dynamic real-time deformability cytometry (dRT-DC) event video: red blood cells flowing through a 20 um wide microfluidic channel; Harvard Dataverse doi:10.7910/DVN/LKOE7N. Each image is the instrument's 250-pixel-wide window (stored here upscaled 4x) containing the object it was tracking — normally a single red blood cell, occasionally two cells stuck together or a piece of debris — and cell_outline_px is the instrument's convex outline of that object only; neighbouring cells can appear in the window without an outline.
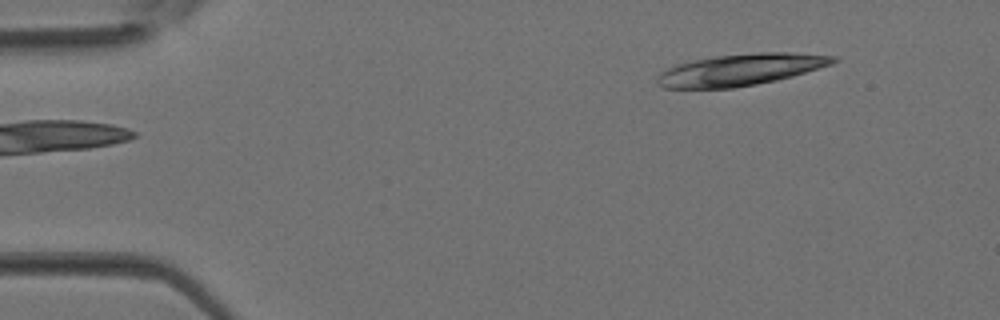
{"species": "Egyptian fruit bat (a non-hibernating species)", "species_latin": "Rousettus aegyptiacus", "temperature_condition": "room temperature", "stored_images_in_passage": 4, "camera_frame_rate_fps": 3000, "um_per_image_px": 0.085, "animal": {"sex": "female"}, "frame": {"image": 1, "passage_image": 4, "time_ms": 1.0, "image_size_px": [1000, 320], "cell_outline_px": [[840, 60], [832, 64], [792, 76], [776, 80], [756, 84], [732, 88], [664, 88], [656, 84], [656, 80], [660, 72], [676, 64], [692, 60], [716, 56], [760, 52], [792, 52], [836, 56]], "centroid_in_image_um": [62.94, 5.92], "position_along_channel_um": 22.1, "area_um2": 32.48}}